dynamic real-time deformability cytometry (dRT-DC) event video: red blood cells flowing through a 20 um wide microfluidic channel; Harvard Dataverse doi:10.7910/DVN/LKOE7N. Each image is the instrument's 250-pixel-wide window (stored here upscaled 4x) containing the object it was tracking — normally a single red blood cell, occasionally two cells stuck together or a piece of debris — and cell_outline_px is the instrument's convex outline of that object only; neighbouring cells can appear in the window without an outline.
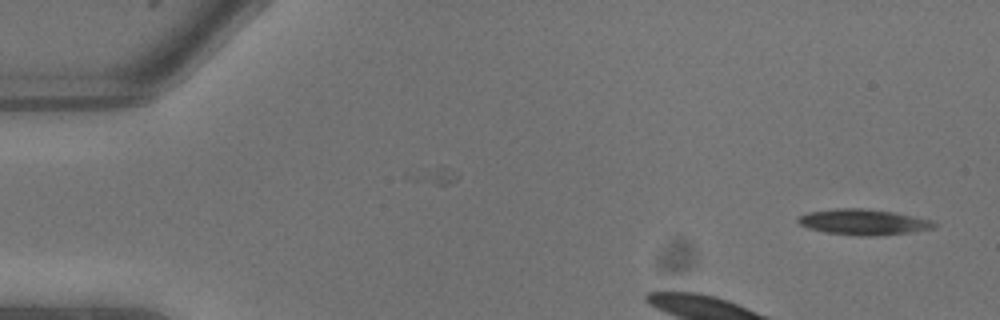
{"species": "common noctule bat (a hibernating species)", "species_latin": "Nyctalus noctula", "temperature_condition": "warm", "stored_images_in_passage": 7, "camera_frame_rate_fps": 3000, "um_per_image_px": 0.085, "animal": {"sex": "male", "body_mass_g": 13.3}, "frame": {"image": 1, "passage_image": 1, "time_ms": 0.0, "image_size_px": [1000, 320], "cell_outline_px": [[936, 228], [912, 232], [880, 236], [856, 236], [824, 232], [808, 228], [800, 224], [796, 220], [800, 216], [808, 212], [836, 208], [860, 208], [896, 212], [932, 220], [936, 224]], "centroid_in_image_um": [73.42, 18.88], "position_along_channel_um": 11.6, "area_um2": 20.63}}
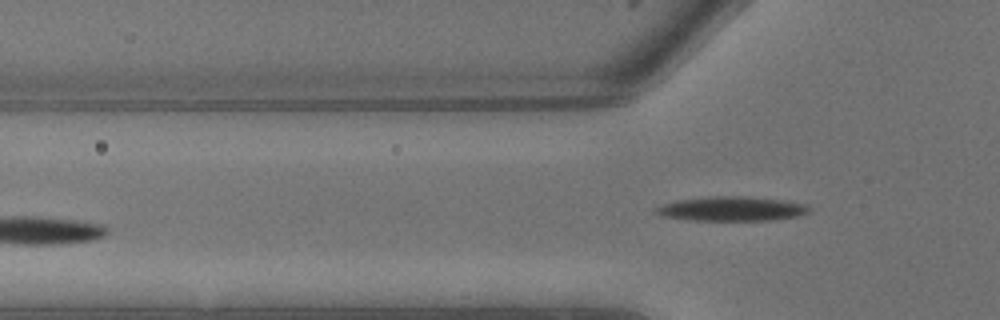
{"frame": {"image": 2, "passage_image": 7, "time_ms": 2.0, "image_size_px": [1000, 320], "cell_outline_px": [[812, 208], [808, 212], [796, 216], [772, 220], [692, 220], [660, 216], [652, 212], [656, 208], [664, 204], [676, 200], [712, 196], [752, 196], [784, 200], [804, 204]], "centroid_in_image_um": [62.17, 17.74], "position_along_channel_um": 63.6, "area_um2": 21.85}}